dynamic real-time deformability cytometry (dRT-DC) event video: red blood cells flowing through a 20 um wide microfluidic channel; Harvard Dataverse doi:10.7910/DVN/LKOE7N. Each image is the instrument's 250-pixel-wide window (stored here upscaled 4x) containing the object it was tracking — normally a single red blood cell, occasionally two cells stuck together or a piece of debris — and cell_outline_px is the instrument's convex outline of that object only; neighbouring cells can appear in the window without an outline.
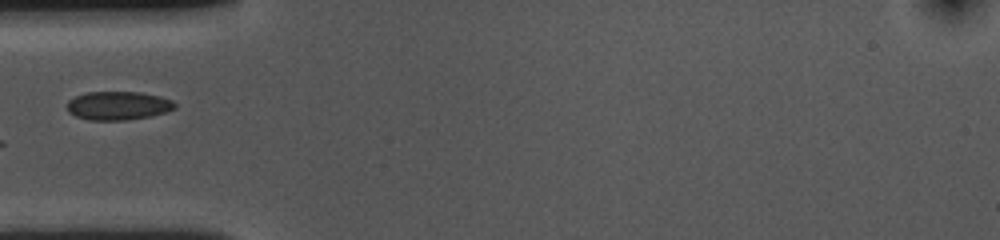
{"species": "common noctule bat (a hibernating species)", "species_latin": "Nyctalus noctula", "temperature_condition": "cold", "stored_images_in_passage": 24, "camera_frame_rate_fps": 3000, "um_per_image_px": 0.085, "animal": {"sex": "female", "body_mass_g": 10.0, "forearm_length_mm": 53.1}, "frame": {"image": 1, "passage_image": 1, "time_ms": 0.0, "image_size_px": [1000, 240], "cell_outline_px": [[176, 108], [152, 116], [124, 120], [88, 120], [76, 116], [68, 112], [68, 100], [76, 96], [88, 92], [140, 92], [160, 96], [172, 100], [176, 104]], "centroid_in_image_um": [10.05, 8.98], "position_along_channel_um": 74.9, "area_um2": 17.92}}